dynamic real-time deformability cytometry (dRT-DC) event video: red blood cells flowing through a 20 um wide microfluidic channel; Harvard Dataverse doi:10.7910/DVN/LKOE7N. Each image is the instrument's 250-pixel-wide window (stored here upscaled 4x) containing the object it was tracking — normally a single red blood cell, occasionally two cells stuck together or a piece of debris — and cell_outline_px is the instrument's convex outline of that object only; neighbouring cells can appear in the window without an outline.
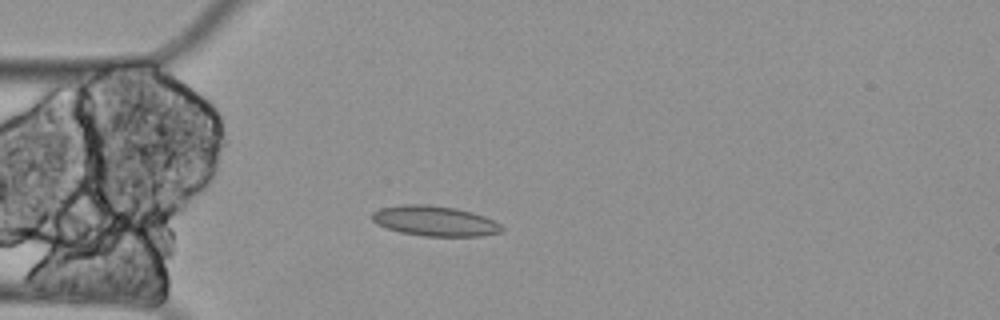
{"species": "Egyptian fruit bat (a non-hibernating species)", "species_latin": "Rousettus aegyptiacus", "temperature_condition": "cold", "stored_images_in_passage": 36, "camera_frame_rate_fps": 3000, "um_per_image_px": 0.085, "animal": {"sex": "female"}, "frame": {"image": 1, "passage_image": 16, "time_ms": 5.0, "image_size_px": [1000, 320], "cell_outline_px": [[504, 232], [480, 236], [424, 236], [400, 232], [376, 224], [372, 220], [372, 212], [380, 208], [404, 204], [428, 204], [456, 208], [472, 212], [484, 216], [500, 224], [504, 228]], "centroid_in_image_um": [36.96, 18.78], "position_along_channel_um": 48.0, "area_um2": 22.89}}
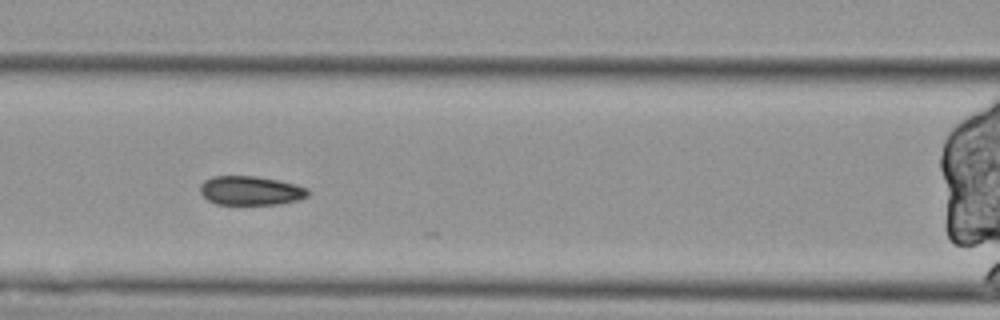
{"frame": {"image": 2, "passage_image": 25, "time_ms": 8.0, "image_size_px": [1000, 320], "cell_outline_px": [[308, 196], [300, 200], [280, 204], [216, 204], [208, 200], [200, 192], [200, 184], [204, 180], [212, 176], [256, 176], [296, 184], [308, 188]], "centroid_in_image_um": [21.31, 16.2], "position_along_channel_um": 145.3, "area_um2": 18.32}}
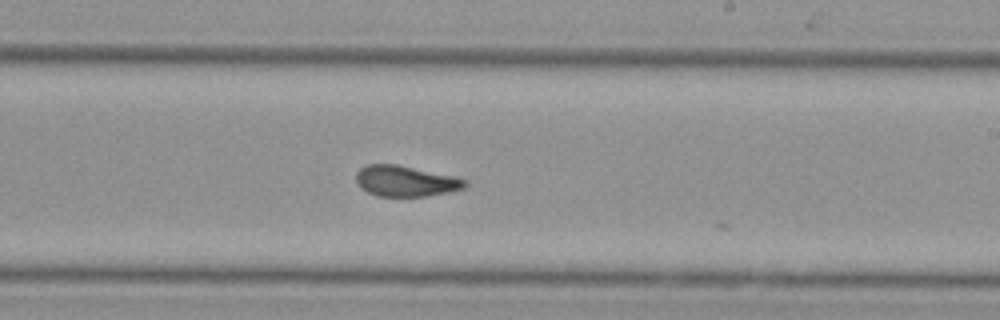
{"frame": {"image": 3, "passage_image": 35, "time_ms": 11.333, "image_size_px": [1000, 320], "cell_outline_px": [[468, 184], [464, 188], [448, 192], [424, 196], [376, 196], [360, 188], [356, 180], [356, 172], [360, 168], [368, 164], [396, 164], [456, 176], [468, 180]], "centroid_in_image_um": [34.48, 15.38], "position_along_channel_um": 254.5, "area_um2": 19.65}}